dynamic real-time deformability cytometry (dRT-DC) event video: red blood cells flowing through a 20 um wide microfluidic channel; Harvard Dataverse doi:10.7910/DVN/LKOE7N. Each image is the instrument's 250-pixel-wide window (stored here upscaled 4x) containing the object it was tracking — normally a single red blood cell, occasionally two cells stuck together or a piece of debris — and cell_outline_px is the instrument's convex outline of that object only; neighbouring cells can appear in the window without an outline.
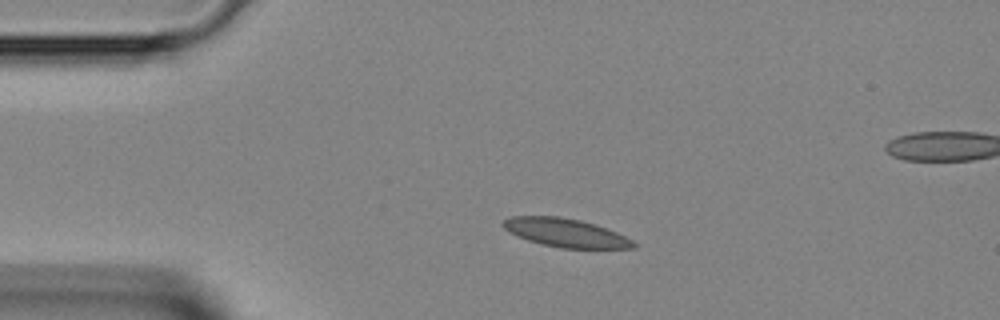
{"species": "Egyptian fruit bat (a non-hibernating species)", "species_latin": "Rousettus aegyptiacus", "temperature_condition": "room temperature", "stored_images_in_passage": 33, "camera_frame_rate_fps": 3000, "um_per_image_px": 0.085, "animal": {"sex": "female"}, "frame": {"image": 1, "passage_image": 7, "time_ms": 2.0, "image_size_px": [1000, 320], "cell_outline_px": [[636, 248], [560, 248], [528, 240], [516, 236], [508, 232], [500, 224], [504, 220], [512, 216], [560, 216], [580, 220], [596, 224], [616, 232], [632, 240], [636, 244]], "centroid_in_image_um": [48.05, 19.78], "position_along_channel_um": 37.0, "area_um2": 21.62}}
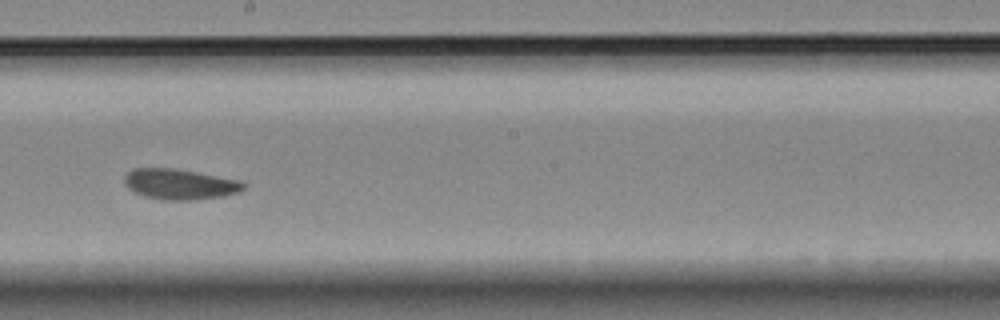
{"frame": {"image": 2, "passage_image": 22, "time_ms": 7.0, "image_size_px": [1000, 320], "cell_outline_px": [[248, 184], [240, 192], [224, 196], [192, 200], [164, 200], [144, 196], [132, 192], [124, 184], [124, 176], [132, 168], [176, 168], [240, 180]], "centroid_in_image_um": [15.28, 15.65], "position_along_channel_um": 232.9, "area_um2": 21.5}}
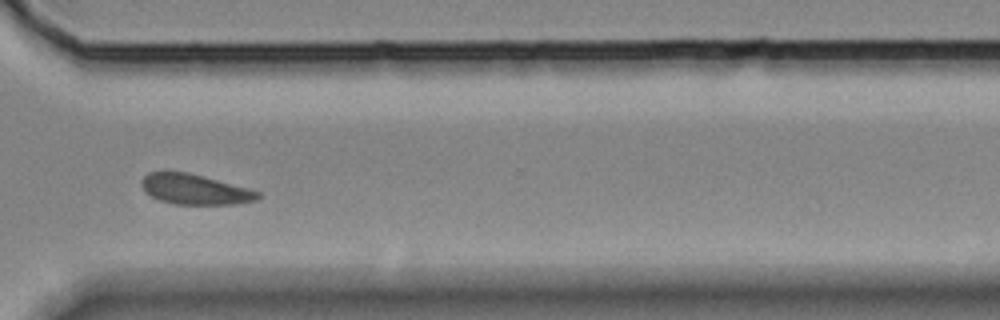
{"frame": {"image": 3, "passage_image": 30, "time_ms": 9.667, "image_size_px": [1000, 320], "cell_outline_px": [[260, 196], [256, 200], [236, 204], [172, 204], [160, 200], [144, 192], [140, 184], [140, 180], [148, 172], [188, 172], [248, 188], [260, 192]], "centroid_in_image_um": [16.53, 16.09], "position_along_channel_um": 354.1, "area_um2": 20.46}}